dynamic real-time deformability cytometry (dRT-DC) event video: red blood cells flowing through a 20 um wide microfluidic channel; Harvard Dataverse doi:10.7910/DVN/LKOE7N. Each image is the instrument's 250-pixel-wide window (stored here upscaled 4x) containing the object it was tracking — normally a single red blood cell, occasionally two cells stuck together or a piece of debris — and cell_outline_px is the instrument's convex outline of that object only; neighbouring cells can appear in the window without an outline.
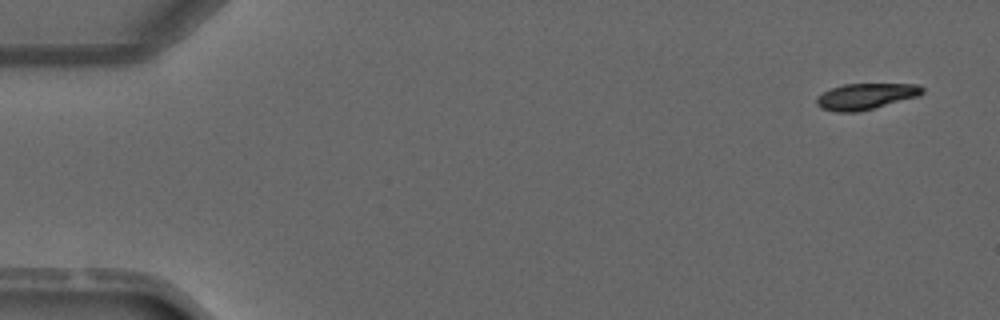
{"species": "common noctule bat (a hibernating species)", "species_latin": "Nyctalus noctula", "temperature_condition": "warm", "stored_images_in_passage": 3, "camera_frame_rate_fps": 3000, "um_per_image_px": 0.085, "animal": {"sex": "male", "forearm_length_mm": 52.5}, "frame": {"image": 1, "passage_image": 1, "time_ms": 0.0, "image_size_px": [1000, 320], "cell_outline_px": [[924, 92], [920, 96], [860, 112], [836, 112], [820, 108], [816, 104], [816, 96], [832, 88], [844, 84], [920, 84], [924, 88]], "centroid_in_image_um": [73.61, 8.2], "position_along_channel_um": 11.4, "area_um2": 16.3}}
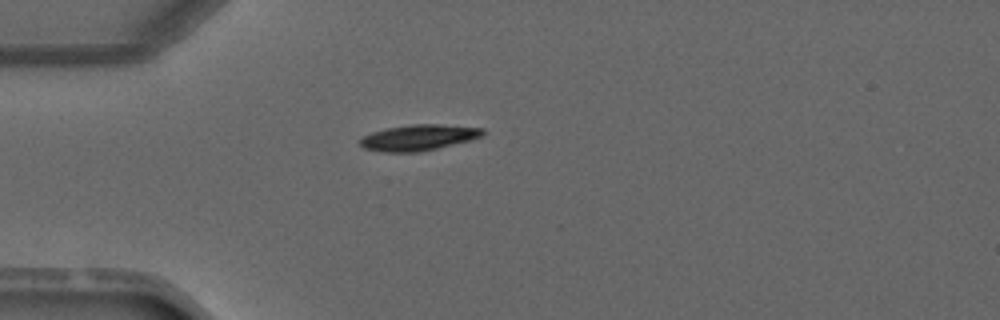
{"frame": {"image": 2, "passage_image": 3, "time_ms": 3.333, "image_size_px": [1000, 320], "cell_outline_px": [[484, 132], [480, 136], [472, 140], [420, 152], [384, 152], [364, 148], [360, 144], [360, 140], [364, 136], [372, 132], [388, 128], [412, 124], [440, 124], [484, 128]], "centroid_in_image_um": [35.6, 11.69], "position_along_channel_um": 49.4, "area_um2": 18.38}}